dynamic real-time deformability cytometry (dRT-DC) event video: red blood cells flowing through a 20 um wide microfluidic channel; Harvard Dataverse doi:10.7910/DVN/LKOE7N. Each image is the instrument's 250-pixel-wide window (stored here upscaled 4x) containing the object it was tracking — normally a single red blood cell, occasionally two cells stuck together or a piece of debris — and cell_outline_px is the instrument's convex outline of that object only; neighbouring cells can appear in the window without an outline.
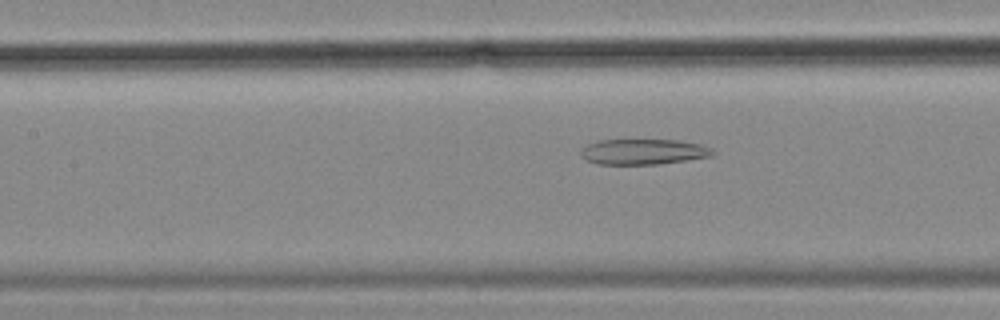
{"species": "common noctule bat (a hibernating species)", "species_latin": "Nyctalus noctula", "temperature_condition": "cold", "stored_images_in_passage": 41, "camera_frame_rate_fps": 3000, "um_per_image_px": 0.085, "animal": {"sex": "female", "body_mass_g": 18.4}, "frame": {"image": 1, "passage_image": 20, "time_ms": 6.333, "image_size_px": [1000, 320], "cell_outline_px": [[716, 152], [712, 156], [660, 164], [596, 164], [580, 156], [580, 148], [596, 140], [680, 140], [700, 144], [712, 148]], "centroid_in_image_um": [54.68, 12.89], "position_along_channel_um": 152.7, "area_um2": 19.77}}
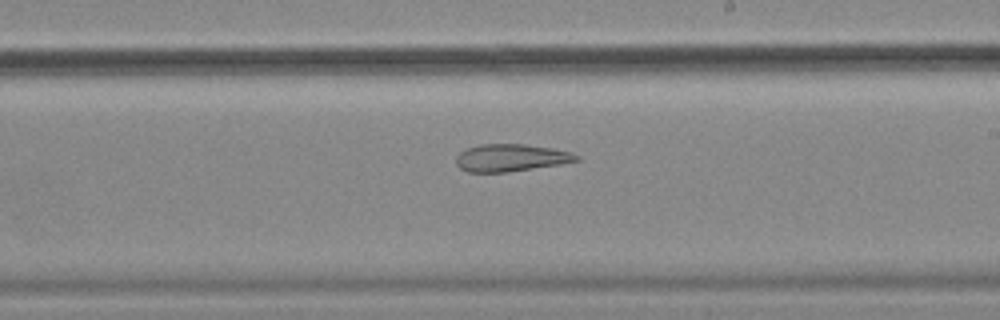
{"frame": {"image": 2, "passage_image": 28, "time_ms": 9.0, "image_size_px": [1000, 320], "cell_outline_px": [[580, 160], [560, 164], [508, 172], [468, 172], [460, 168], [456, 164], [456, 156], [460, 152], [468, 148], [480, 144], [524, 144], [552, 148], [572, 152], [580, 156]], "centroid_in_image_um": [43.43, 13.41], "position_along_channel_um": 245.6, "area_um2": 19.19}}
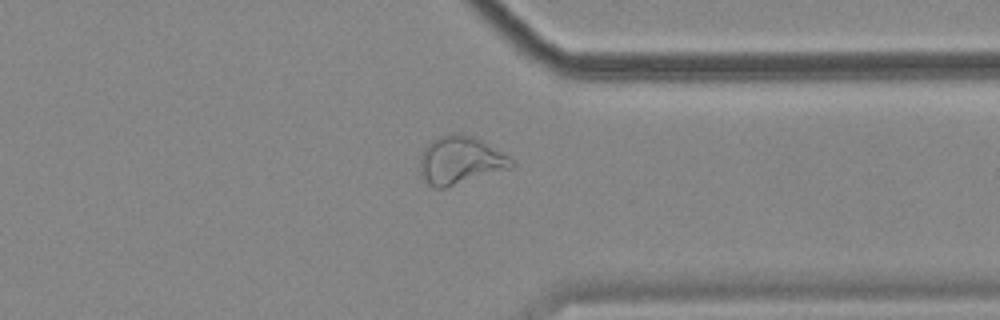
{"frame": {"image": 3, "passage_image": 39, "time_ms": 12.667, "image_size_px": [1000, 320], "cell_outline_px": [[516, 164], [512, 168], [444, 188], [432, 188], [428, 184], [420, 172], [420, 156], [424, 148], [432, 140], [440, 136], [452, 132], [460, 132], [476, 136], [508, 156]], "centroid_in_image_um": [39.13, 13.6], "position_along_channel_um": 372.3, "area_um2": 25.78}}